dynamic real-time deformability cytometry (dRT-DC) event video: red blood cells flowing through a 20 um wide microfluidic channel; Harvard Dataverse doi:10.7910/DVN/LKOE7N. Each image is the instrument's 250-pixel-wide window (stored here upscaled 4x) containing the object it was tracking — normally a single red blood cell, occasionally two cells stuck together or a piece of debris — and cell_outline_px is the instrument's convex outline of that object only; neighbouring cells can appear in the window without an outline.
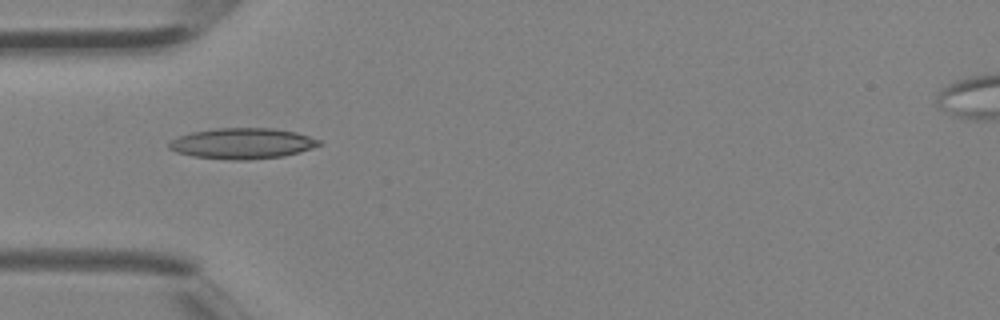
{"species": "Egyptian fruit bat (a non-hibernating species)", "species_latin": "Rousettus aegyptiacus", "temperature_condition": "room temperature", "stored_images_in_passage": 3, "camera_frame_rate_fps": 3000, "um_per_image_px": 0.085, "animal": {"sex": "female"}, "frame": {"image": 1, "passage_image": 3, "time_ms": 0.667, "image_size_px": [1000, 320], "cell_outline_px": [[324, 144], [300, 152], [284, 156], [248, 160], [228, 160], [192, 156], [176, 152], [168, 148], [168, 144], [172, 140], [180, 136], [192, 132], [216, 128], [272, 128], [296, 132], [320, 140]], "centroid_in_image_um": [20.62, 12.2], "position_along_channel_um": 64.4, "area_um2": 26.99}}